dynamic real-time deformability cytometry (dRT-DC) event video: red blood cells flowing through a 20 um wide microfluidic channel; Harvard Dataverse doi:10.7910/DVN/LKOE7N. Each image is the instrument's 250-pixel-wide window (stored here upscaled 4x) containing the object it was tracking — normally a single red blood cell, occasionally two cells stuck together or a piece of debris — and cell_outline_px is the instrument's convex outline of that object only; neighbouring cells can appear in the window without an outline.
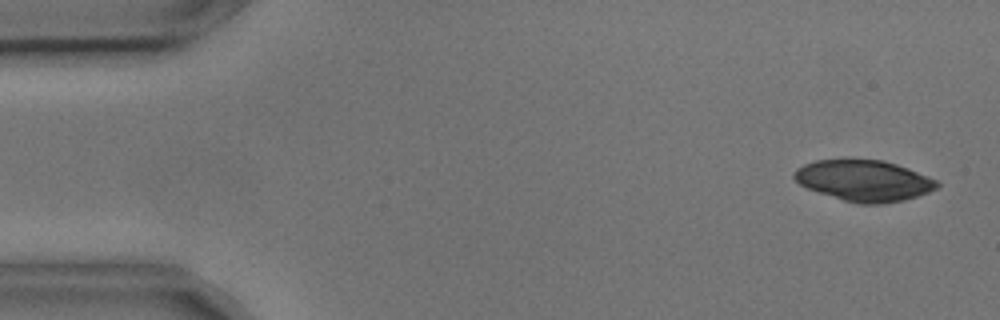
{"species": "common noctule bat (a hibernating species)", "species_latin": "Nyctalus noctula", "temperature_condition": "cold", "stored_images_in_passage": 4, "camera_frame_rate_fps": 3000, "um_per_image_px": 0.085, "animal": {"sex": "male", "body_mass_g": 17.9, "forearm_length_mm": 54.2}, "frame": {"image": 1, "passage_image": 1, "time_ms": 0.0, "image_size_px": [1000, 320], "cell_outline_px": [[940, 184], [936, 188], [928, 192], [904, 200], [884, 204], [860, 204], [844, 200], [808, 188], [800, 184], [792, 176], [796, 168], [804, 164], [816, 160], [884, 160], [908, 168], [928, 176], [936, 180]], "centroid_in_image_um": [73.45, 15.35], "position_along_channel_um": 11.6, "area_um2": 33.81}}